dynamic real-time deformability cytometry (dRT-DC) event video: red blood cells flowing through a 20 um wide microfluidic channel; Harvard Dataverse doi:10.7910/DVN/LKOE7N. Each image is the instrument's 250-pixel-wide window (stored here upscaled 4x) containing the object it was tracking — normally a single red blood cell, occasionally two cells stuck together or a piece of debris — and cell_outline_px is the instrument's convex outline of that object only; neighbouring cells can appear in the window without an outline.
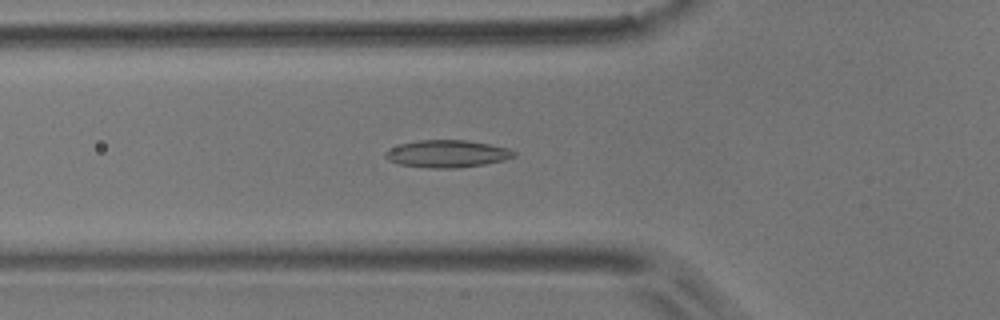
{"species": "common noctule bat (a hibernating species)", "species_latin": "Nyctalus noctula", "temperature_condition": "room temperature", "stored_images_in_passage": 25, "camera_frame_rate_fps": 3000, "um_per_image_px": 0.085, "animal": {"sex": "male", "body_mass_g": 17.9}, "frame": {"image": 1, "passage_image": 11, "time_ms": 3.333, "image_size_px": [1000, 320], "cell_outline_px": [[516, 156], [504, 160], [484, 164], [456, 168], [428, 168], [400, 164], [388, 160], [384, 156], [384, 152], [400, 144], [420, 140], [468, 140], [508, 148], [516, 152]], "centroid_in_image_um": [38.01, 13.07], "position_along_channel_um": 87.8, "area_um2": 20.4}}
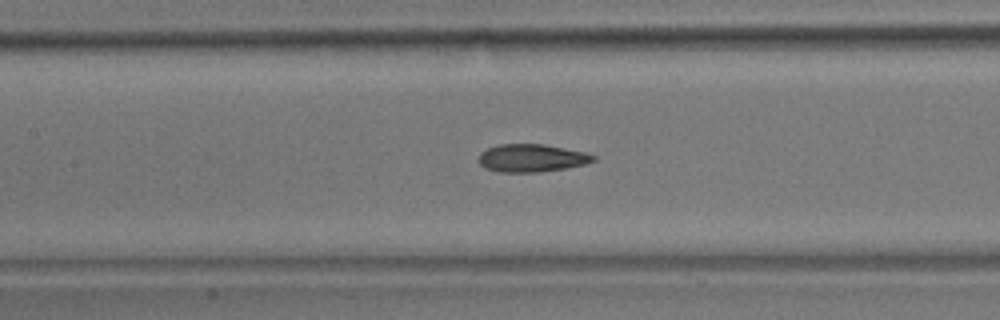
{"frame": {"image": 2, "passage_image": 17, "time_ms": 5.333, "image_size_px": [1000, 320], "cell_outline_px": [[596, 160], [584, 164], [568, 168], [540, 172], [500, 172], [484, 168], [476, 160], [480, 152], [488, 148], [500, 144], [544, 144], [584, 152], [596, 156]], "centroid_in_image_um": [45.16, 13.44], "position_along_channel_um": 162.2, "area_um2": 18.73}}
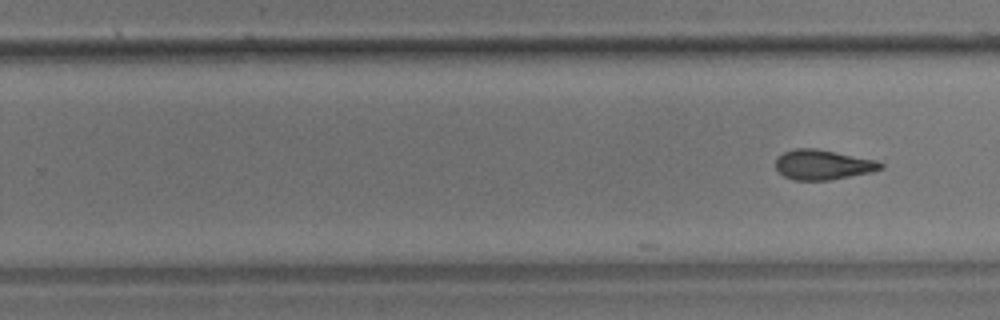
{"frame": {"image": 3, "passage_image": 25, "time_ms": 8.0, "image_size_px": [1000, 320], "cell_outline_px": [[884, 168], [872, 172], [828, 180], [792, 180], [784, 176], [776, 168], [776, 160], [784, 152], [796, 148], [816, 148], [876, 160], [884, 164]], "centroid_in_image_um": [69.96, 14.0], "position_along_channel_um": 259.8, "area_um2": 18.21}}